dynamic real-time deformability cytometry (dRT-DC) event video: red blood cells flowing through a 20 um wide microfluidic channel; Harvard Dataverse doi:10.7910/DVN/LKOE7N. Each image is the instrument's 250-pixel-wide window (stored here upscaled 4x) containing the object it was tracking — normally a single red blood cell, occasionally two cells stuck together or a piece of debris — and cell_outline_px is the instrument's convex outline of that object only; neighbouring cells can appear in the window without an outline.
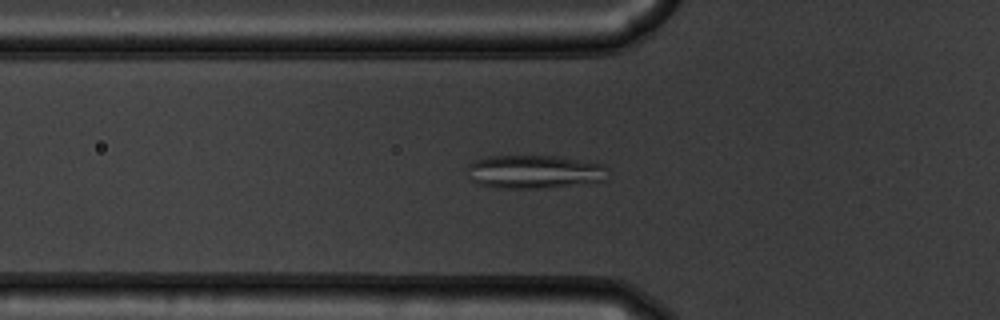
{"species": "common noctule bat (a hibernating species)", "species_latin": "Nyctalus noctula", "temperature_condition": "warm", "stored_images_in_passage": 54, "camera_frame_rate_fps": 3000, "um_per_image_px": 0.085, "animal": {"sex": "male", "body_mass_g": 19.5, "forearm_length_mm": 54.6}, "frame": {"image": 1, "passage_image": 19, "time_ms": 6.0, "image_size_px": [1000, 320], "cell_outline_px": [[608, 180], [544, 188], [500, 188], [480, 184], [472, 180], [468, 168], [468, 164], [476, 160], [488, 156], [556, 156], [604, 164], [608, 168]], "centroid_in_image_um": [45.48, 14.59], "position_along_channel_um": 80.3, "area_um2": 27.28}}
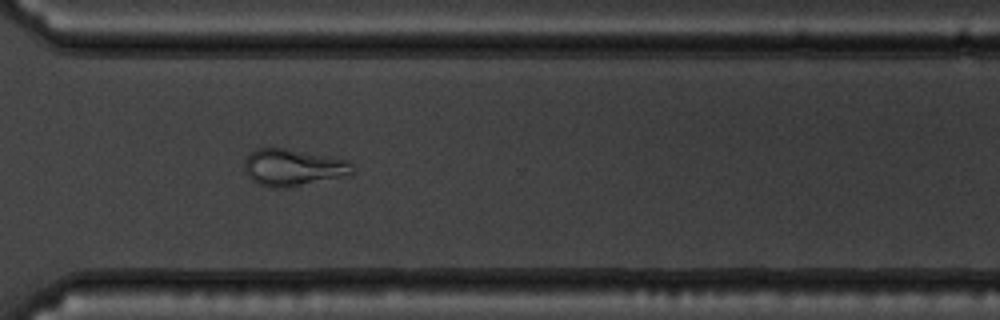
{"frame": {"image": 2, "passage_image": 40, "time_ms": 13.0, "image_size_px": [1000, 320], "cell_outline_px": [[352, 176], [288, 188], [272, 188], [260, 184], [252, 180], [244, 172], [244, 160], [256, 148], [284, 148], [348, 160], [352, 164]], "centroid_in_image_um": [24.93, 14.26], "position_along_channel_um": 345.7, "area_um2": 23.52}}
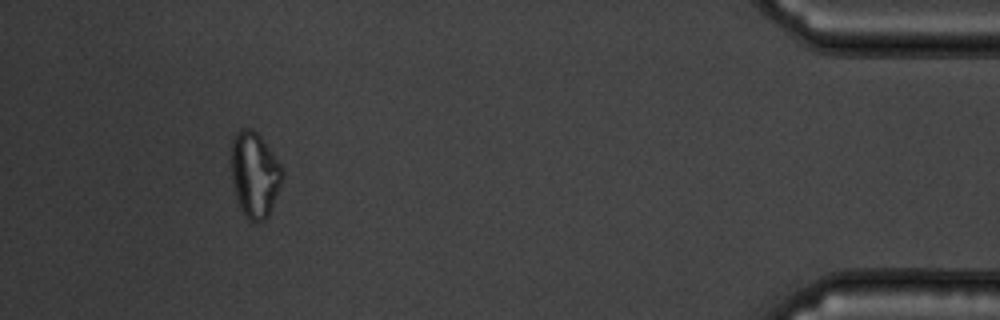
{"frame": {"image": 3, "passage_image": 50, "time_ms": 16.333, "image_size_px": [1000, 320], "cell_outline_px": [[284, 176], [268, 216], [264, 220], [256, 224], [248, 220], [240, 208], [236, 196], [232, 180], [232, 140], [236, 132], [244, 128], [252, 128], [260, 136], [272, 152], [280, 164], [284, 172]], "centroid_in_image_um": [21.65, 14.86], "position_along_channel_um": 413.5, "area_um2": 25.32}}